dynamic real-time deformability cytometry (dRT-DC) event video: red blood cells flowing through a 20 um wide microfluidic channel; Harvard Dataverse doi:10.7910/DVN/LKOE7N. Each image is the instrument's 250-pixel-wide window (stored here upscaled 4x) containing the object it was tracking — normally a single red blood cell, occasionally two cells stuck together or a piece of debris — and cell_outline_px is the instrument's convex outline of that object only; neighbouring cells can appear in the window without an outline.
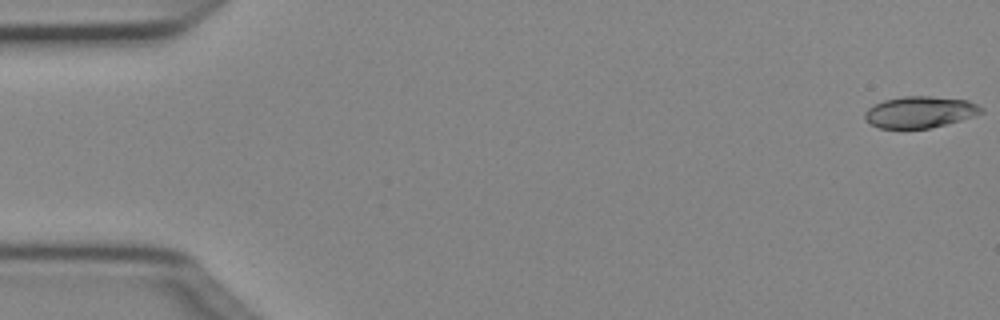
{"species": "Egyptian fruit bat (a non-hibernating species)", "species_latin": "Rousettus aegyptiacus", "temperature_condition": "cold", "stored_images_in_passage": 50, "camera_frame_rate_fps": 3000, "um_per_image_px": 0.085, "animal": {"sex": "female"}, "frame": {"image": 1, "passage_image": 1, "time_ms": 0.0, "image_size_px": [1000, 320], "cell_outline_px": [[984, 112], [960, 120], [928, 128], [880, 128], [864, 120], [864, 112], [872, 104], [884, 100], [904, 96], [928, 96], [968, 100], [984, 108]], "centroid_in_image_um": [78.16, 9.51], "position_along_channel_um": 6.8, "area_um2": 21.27}}
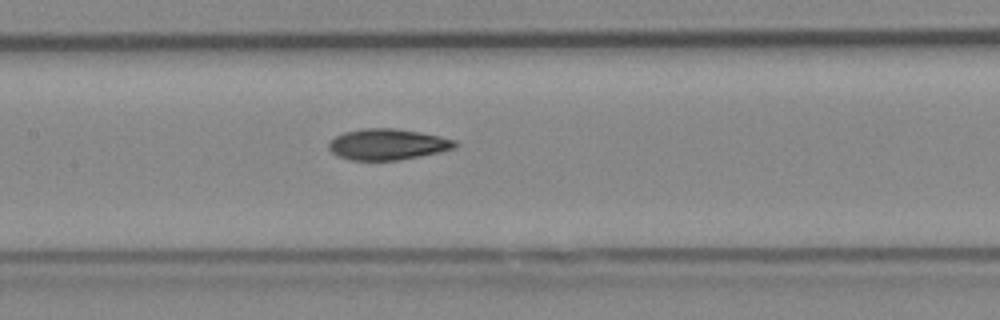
{"frame": {"image": 2, "passage_image": 24, "time_ms": 7.667, "image_size_px": [1000, 320], "cell_outline_px": [[460, 144], [456, 148], [440, 152], [400, 160], [352, 160], [340, 156], [332, 152], [328, 148], [328, 144], [336, 136], [344, 132], [364, 128], [392, 128], [420, 132], [440, 136], [456, 140]], "centroid_in_image_um": [33.0, 12.27], "position_along_channel_um": 174.4, "area_um2": 22.83}}
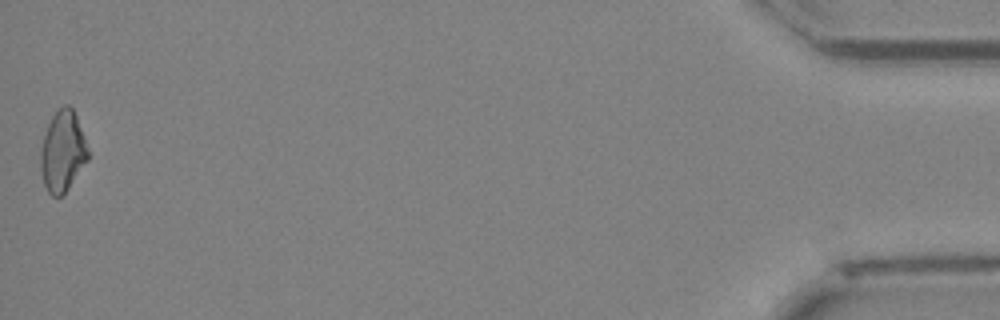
{"frame": {"image": 3, "passage_image": 50, "time_ms": 16.333, "image_size_px": [1000, 320], "cell_outline_px": [[88, 160], [68, 188], [60, 196], [52, 196], [48, 192], [44, 184], [40, 168], [40, 148], [48, 124], [52, 116], [64, 104], [68, 104], [72, 108], [76, 116], [88, 148]], "centroid_in_image_um": [5.31, 12.87], "position_along_channel_um": 429.9, "area_um2": 22.08}, "authors_computed_cell_mechanics": {"area_um2": 22.1663, "velocity_mm_per_s": 4.0588, "shape_relaxation_time_tau1_ms": 7.9378, "shape_relaxation_time_tau2_ms": 4.2057, "deformation_change_tau1": 0.1906, "deformation_change_tau2": 0.0991}}